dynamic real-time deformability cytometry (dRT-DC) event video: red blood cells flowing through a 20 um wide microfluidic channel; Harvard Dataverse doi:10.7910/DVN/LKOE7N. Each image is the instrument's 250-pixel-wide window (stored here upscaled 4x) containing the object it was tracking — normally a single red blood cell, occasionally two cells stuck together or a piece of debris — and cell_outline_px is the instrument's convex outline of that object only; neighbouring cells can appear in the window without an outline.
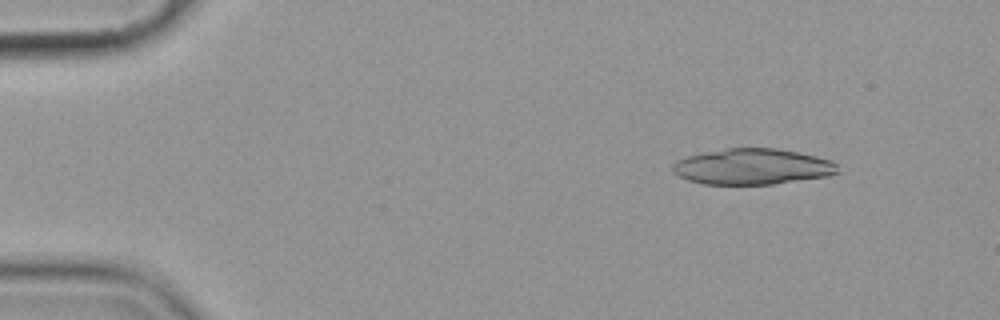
{"species": "common noctule bat (a hibernating species)", "species_latin": "Nyctalus noctula", "temperature_condition": "cold", "stored_images_in_passage": 5, "camera_frame_rate_fps": 3000, "um_per_image_px": 0.085, "animal": {"sex": "female", "body_mass_g": 19.9}, "frame": {"image": 1, "passage_image": 2, "time_ms": 1.333, "image_size_px": [1000, 320], "cell_outline_px": [[840, 172], [828, 176], [772, 184], [704, 184], [688, 180], [672, 172], [672, 164], [676, 160], [688, 156], [728, 148], [776, 148], [816, 156], [832, 160], [836, 164]], "centroid_in_image_um": [63.96, 14.17], "position_along_channel_um": 21.0, "area_um2": 34.33}}